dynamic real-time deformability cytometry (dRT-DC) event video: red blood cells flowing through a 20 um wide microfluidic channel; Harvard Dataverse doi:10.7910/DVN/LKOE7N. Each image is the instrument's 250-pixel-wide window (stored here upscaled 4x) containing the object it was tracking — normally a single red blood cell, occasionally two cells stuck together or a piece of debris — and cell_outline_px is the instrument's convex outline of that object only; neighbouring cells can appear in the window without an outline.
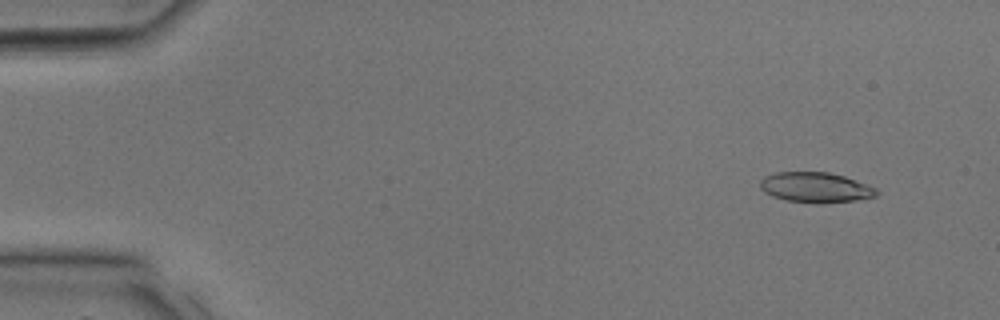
{"species": "common noctule bat (a hibernating species)", "species_latin": "Nyctalus noctula", "temperature_condition": "room temperature", "stored_images_in_passage": 31, "camera_frame_rate_fps": 3000, "um_per_image_px": 0.085, "animal": {"sex": "male", "body_mass_g": 17.9, "forearm_length_mm": 54.2}, "frame": {"image": 1, "passage_image": 2, "time_ms": 0.333, "image_size_px": [1000, 320], "cell_outline_px": [[880, 192], [876, 196], [856, 200], [820, 204], [784, 200], [772, 196], [764, 192], [760, 188], [760, 180], [764, 176], [776, 172], [828, 172], [844, 176], [876, 188]], "centroid_in_image_um": [69.3, 15.94], "position_along_channel_um": 15.7, "area_um2": 20.63}}
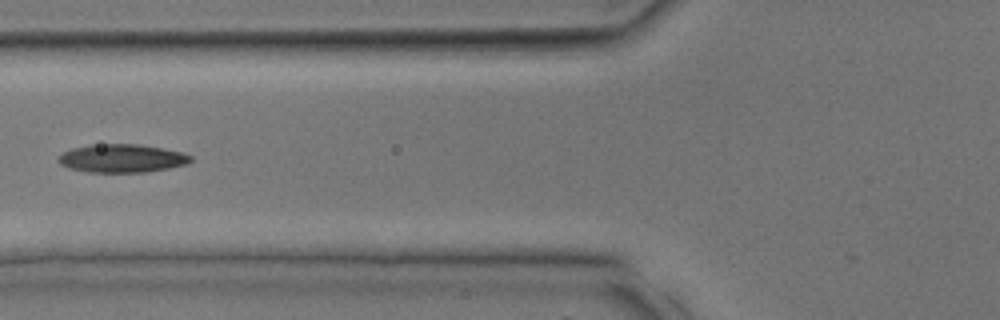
{"frame": {"image": 2, "passage_image": 12, "time_ms": 3.667, "image_size_px": [1000, 320], "cell_outline_px": [[192, 160], [184, 164], [168, 168], [144, 172], [88, 172], [68, 168], [60, 164], [56, 160], [56, 156], [72, 148], [88, 144], [140, 144], [180, 152], [192, 156]], "centroid_in_image_um": [10.28, 13.45], "position_along_channel_um": 115.5, "area_um2": 21.79}}
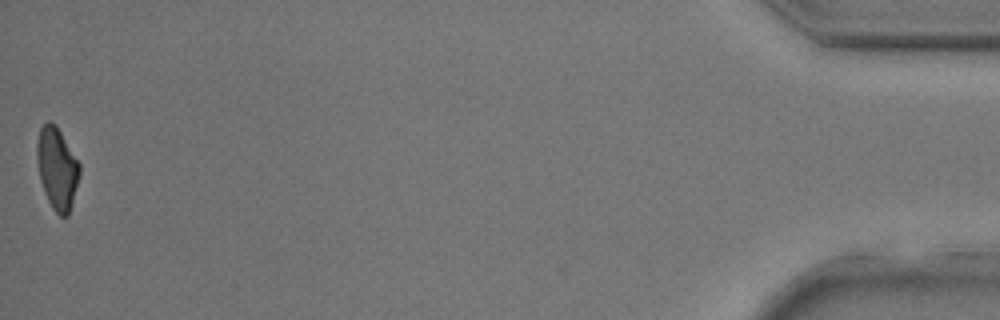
{"frame": {"image": 3, "passage_image": 31, "time_ms": 10.0, "image_size_px": [1000, 320], "cell_outline_px": [[80, 176], [68, 216], [60, 216], [52, 208], [44, 192], [40, 180], [36, 156], [36, 144], [40, 128], [48, 120], [56, 124], [80, 164]], "centroid_in_image_um": [4.84, 14.3], "position_along_channel_um": 430.4, "area_um2": 20.4}}